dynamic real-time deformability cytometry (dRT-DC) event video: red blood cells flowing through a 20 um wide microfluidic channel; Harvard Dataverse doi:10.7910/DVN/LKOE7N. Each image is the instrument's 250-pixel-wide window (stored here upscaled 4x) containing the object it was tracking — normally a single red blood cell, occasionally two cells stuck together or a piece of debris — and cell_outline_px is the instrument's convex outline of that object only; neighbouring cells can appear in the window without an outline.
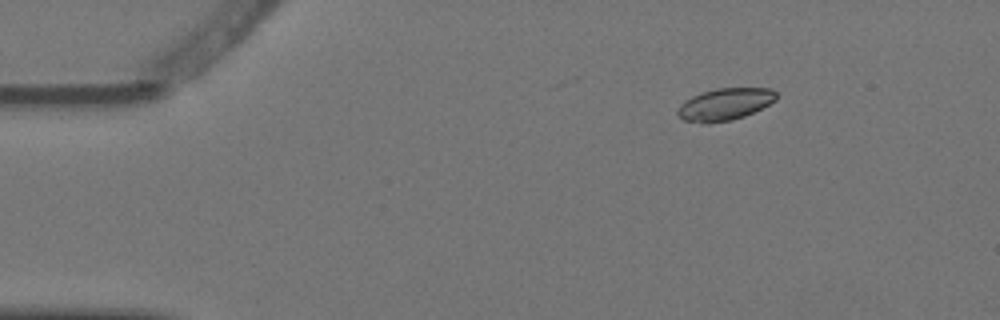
{"species": "Egyptian fruit bat (a non-hibernating species)", "species_latin": "Rousettus aegyptiacus", "temperature_condition": "warm", "stored_images_in_passage": 3, "camera_frame_rate_fps": 3000, "um_per_image_px": 0.085, "animal": {"sex": "female"}, "frame": {"image": 1, "passage_image": 1, "time_ms": 0.0, "image_size_px": [1000, 320], "cell_outline_px": [[776, 100], [744, 116], [732, 120], [708, 124], [704, 124], [684, 120], [676, 112], [680, 104], [684, 100], [700, 92], [716, 88], [772, 88], [776, 92]], "centroid_in_image_um": [61.57, 8.86], "position_along_channel_um": 23.4, "area_um2": 18.5}}